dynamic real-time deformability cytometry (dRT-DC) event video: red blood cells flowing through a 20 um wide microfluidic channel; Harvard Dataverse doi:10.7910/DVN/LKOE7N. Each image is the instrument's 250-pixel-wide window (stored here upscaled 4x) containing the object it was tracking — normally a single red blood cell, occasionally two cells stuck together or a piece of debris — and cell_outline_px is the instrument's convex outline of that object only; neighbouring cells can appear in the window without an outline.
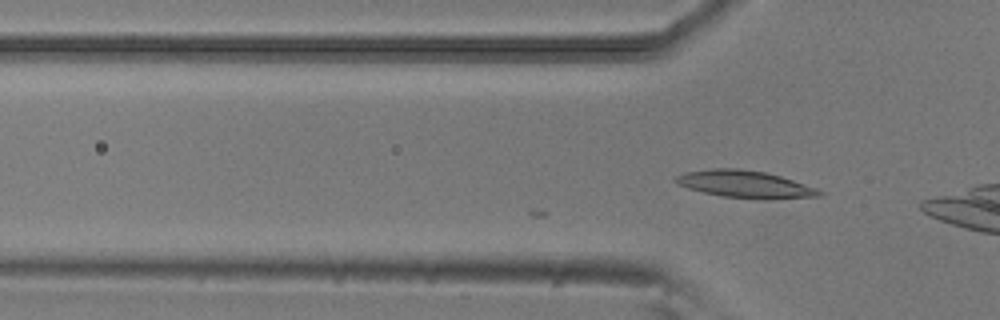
{"species": "common noctule bat (a hibernating species)", "species_latin": "Nyctalus noctula", "temperature_condition": "room temperature", "stored_images_in_passage": 9, "camera_frame_rate_fps": 3000, "um_per_image_px": 0.085, "animal": {"sex": "male", "body_mass_g": 20.5, "forearm_length_mm": 52.5}, "frame": {"image": 1, "passage_image": 9, "time_ms": 2.667, "image_size_px": [1000, 320], "cell_outline_px": [[824, 192], [820, 196], [764, 200], [720, 196], [688, 188], [676, 184], [672, 180], [676, 176], [684, 172], [712, 168], [740, 168], [764, 172], [780, 176], [816, 188]], "centroid_in_image_um": [63.29, 15.66], "position_along_channel_um": 62.5, "area_um2": 22.95}}